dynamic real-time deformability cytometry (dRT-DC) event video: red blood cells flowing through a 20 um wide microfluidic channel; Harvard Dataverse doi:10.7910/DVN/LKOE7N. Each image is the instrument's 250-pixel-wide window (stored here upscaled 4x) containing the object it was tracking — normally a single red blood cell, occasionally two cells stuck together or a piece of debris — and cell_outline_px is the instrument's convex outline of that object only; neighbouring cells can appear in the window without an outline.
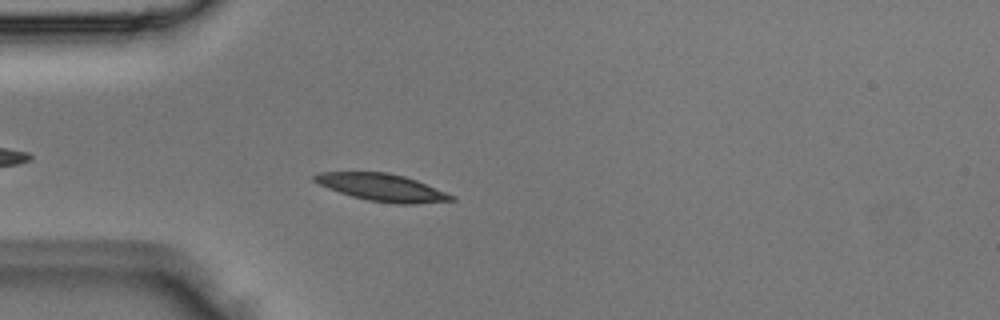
{"species": "Egyptian fruit bat (a non-hibernating species)", "species_latin": "Rousettus aegyptiacus", "temperature_condition": "room temperature", "stored_images_in_passage": 4, "camera_frame_rate_fps": 3000, "um_per_image_px": 0.085, "animal": {"sex": "male"}, "frame": {"image": 1, "passage_image": 4, "time_ms": 1.0, "image_size_px": [1000, 320], "cell_outline_px": [[456, 200], [416, 204], [396, 204], [368, 200], [352, 196], [328, 188], [312, 180], [312, 176], [320, 172], [384, 172], [404, 176], [416, 180], [456, 196]], "centroid_in_image_um": [32.5, 15.94], "position_along_channel_um": 52.5, "area_um2": 21.68}}